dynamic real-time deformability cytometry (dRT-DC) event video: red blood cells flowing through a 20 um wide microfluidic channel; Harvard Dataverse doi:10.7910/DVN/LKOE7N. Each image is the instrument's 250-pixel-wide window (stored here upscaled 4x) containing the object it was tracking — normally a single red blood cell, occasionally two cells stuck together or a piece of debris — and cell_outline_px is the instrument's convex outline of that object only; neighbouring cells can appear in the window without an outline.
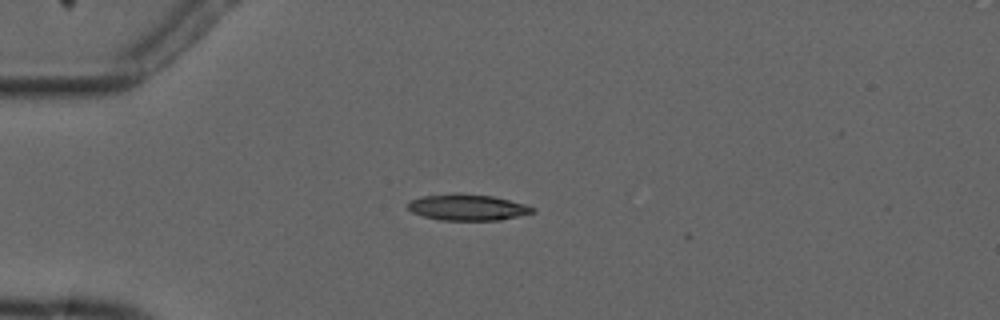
{"species": "common noctule bat (a hibernating species)", "species_latin": "Nyctalus noctula", "temperature_condition": "cold", "stored_images_in_passage": 7, "camera_frame_rate_fps": 3000, "um_per_image_px": 0.085, "animal": {"sex": "male", "forearm_length_mm": 52.5}, "frame": {"image": 1, "passage_image": 5, "time_ms": 4.667, "image_size_px": [1000, 320], "cell_outline_px": [[536, 212], [500, 220], [440, 220], [424, 216], [412, 212], [408, 208], [408, 204], [412, 200], [424, 196], [456, 192], [460, 192], [492, 196], [524, 204], [536, 208]], "centroid_in_image_um": [39.76, 17.61], "position_along_channel_um": 45.2, "area_um2": 19.02}}